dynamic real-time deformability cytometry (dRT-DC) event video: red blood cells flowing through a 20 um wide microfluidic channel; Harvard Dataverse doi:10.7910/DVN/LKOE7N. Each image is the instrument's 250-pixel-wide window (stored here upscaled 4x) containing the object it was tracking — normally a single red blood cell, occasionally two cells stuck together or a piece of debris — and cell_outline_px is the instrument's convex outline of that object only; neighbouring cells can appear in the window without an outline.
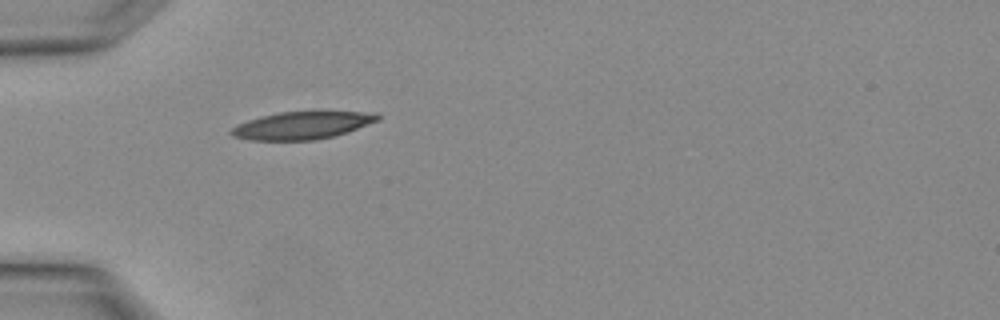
{"species": "Egyptian fruit bat (a non-hibernating species)", "species_latin": "Rousettus aegyptiacus", "temperature_condition": "warm", "stored_images_in_passage": 2, "camera_frame_rate_fps": 3000, "um_per_image_px": 0.085, "animal": {"sex": "female"}, "frame": {"image": 1, "passage_image": 2, "time_ms": 0.333, "image_size_px": [1000, 320], "cell_outline_px": [[380, 120], [348, 132], [316, 140], [248, 140], [232, 136], [228, 132], [232, 128], [248, 120], [280, 112], [376, 112], [380, 116]], "centroid_in_image_um": [25.7, 10.67], "position_along_channel_um": 59.3, "area_um2": 23.29}}